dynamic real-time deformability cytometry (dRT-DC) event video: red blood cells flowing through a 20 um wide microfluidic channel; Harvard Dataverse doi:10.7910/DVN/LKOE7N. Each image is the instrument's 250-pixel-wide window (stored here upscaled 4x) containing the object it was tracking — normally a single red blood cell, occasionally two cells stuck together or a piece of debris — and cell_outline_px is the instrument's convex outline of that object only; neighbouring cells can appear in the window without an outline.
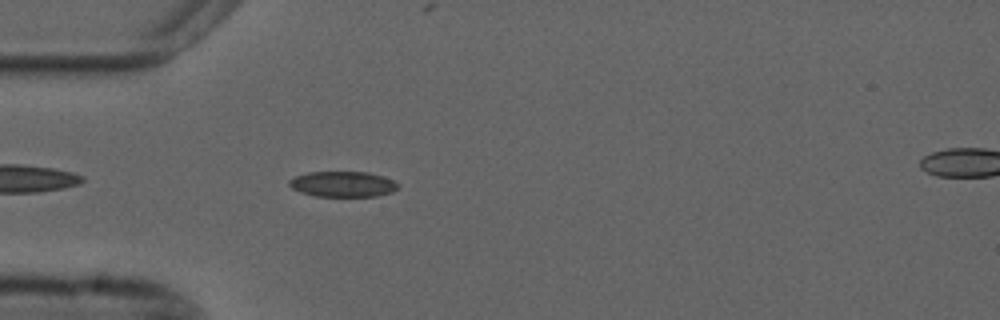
{"species": "common noctule bat (a hibernating species)", "species_latin": "Nyctalus noctula", "temperature_condition": "cold", "stored_images_in_passage": 5, "camera_frame_rate_fps": 3000, "um_per_image_px": 0.085, "animal": {"sex": "male", "forearm_length_mm": 52.5}, "frame": {"image": 1, "passage_image": 4, "time_ms": 1.0, "image_size_px": [1000, 320], "cell_outline_px": [[400, 184], [392, 192], [376, 196], [316, 196], [300, 192], [292, 188], [288, 184], [288, 180], [296, 176], [308, 172], [368, 172], [384, 176]], "centroid_in_image_um": [29.13, 15.64], "position_along_channel_um": 55.9, "area_um2": 16.18}}